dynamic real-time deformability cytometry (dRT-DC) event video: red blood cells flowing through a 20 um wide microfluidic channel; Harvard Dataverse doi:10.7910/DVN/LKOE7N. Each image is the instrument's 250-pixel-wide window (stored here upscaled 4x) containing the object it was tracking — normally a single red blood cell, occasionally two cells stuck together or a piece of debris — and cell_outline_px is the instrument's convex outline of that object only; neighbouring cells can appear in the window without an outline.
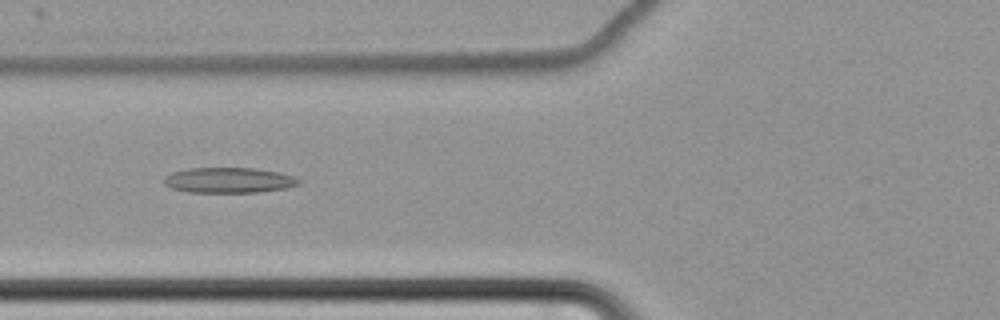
{"species": "common noctule bat (a hibernating species)", "species_latin": "Nyctalus noctula", "temperature_condition": "cold", "stored_images_in_passage": 64, "camera_frame_rate_fps": 3000, "um_per_image_px": 0.085, "animal": {"sex": "female", "body_mass_g": 22.7, "forearm_length_mm": 54.2}, "frame": {"image": 1, "passage_image": 28, "time_ms": 9.0, "image_size_px": [1000, 320], "cell_outline_px": [[304, 180], [300, 184], [288, 188], [260, 192], [188, 192], [172, 188], [164, 184], [164, 176], [172, 172], [188, 168], [256, 168], [276, 172], [292, 176]], "centroid_in_image_um": [19.47, 15.32], "position_along_channel_um": 106.3, "area_um2": 20.06}}
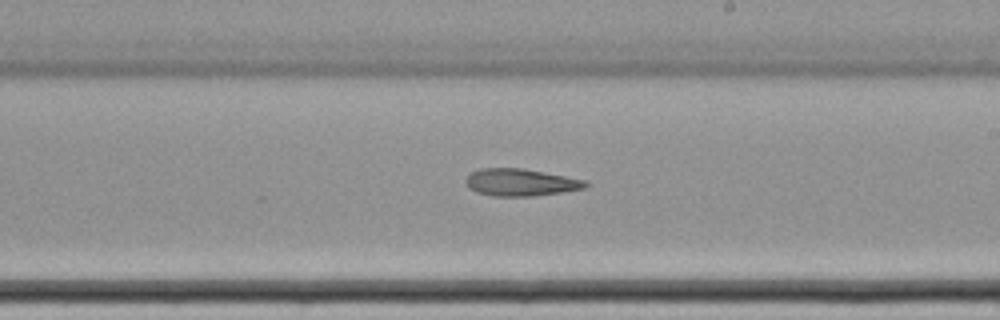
{"frame": {"image": 2, "passage_image": 40, "time_ms": 13.0, "image_size_px": [1000, 320], "cell_outline_px": [[588, 188], [564, 192], [536, 196], [492, 196], [476, 192], [468, 188], [464, 184], [464, 180], [472, 172], [480, 168], [520, 168], [544, 172], [584, 180], [588, 184]], "centroid_in_image_um": [44.23, 15.51], "position_along_channel_um": 244.8, "area_um2": 19.13}}
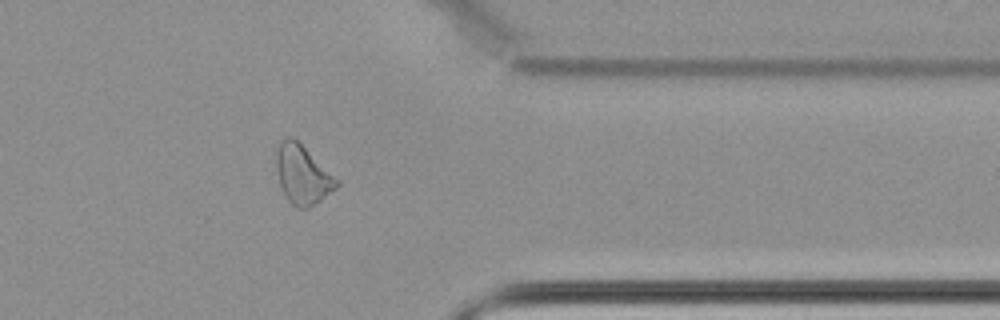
{"frame": {"image": 3, "passage_image": 53, "time_ms": 17.333, "image_size_px": [1000, 320], "cell_outline_px": [[340, 184], [336, 188], [320, 200], [308, 208], [296, 208], [288, 200], [280, 184], [276, 168], [276, 148], [280, 140], [288, 136], [292, 136], [340, 180]], "centroid_in_image_um": [25.71, 14.82], "position_along_channel_um": 385.7, "area_um2": 20.63}, "authors_computed_cell_mechanics": {"area_um2": 22.542, "velocity_mm_per_s": 3.4648, "shape_relaxation_time_tau1_ms": null, "shape_relaxation_time_tau2_ms": 11.0648, "deformation_change_tau1": null, "deformation_change_tau2": 0.2081}}